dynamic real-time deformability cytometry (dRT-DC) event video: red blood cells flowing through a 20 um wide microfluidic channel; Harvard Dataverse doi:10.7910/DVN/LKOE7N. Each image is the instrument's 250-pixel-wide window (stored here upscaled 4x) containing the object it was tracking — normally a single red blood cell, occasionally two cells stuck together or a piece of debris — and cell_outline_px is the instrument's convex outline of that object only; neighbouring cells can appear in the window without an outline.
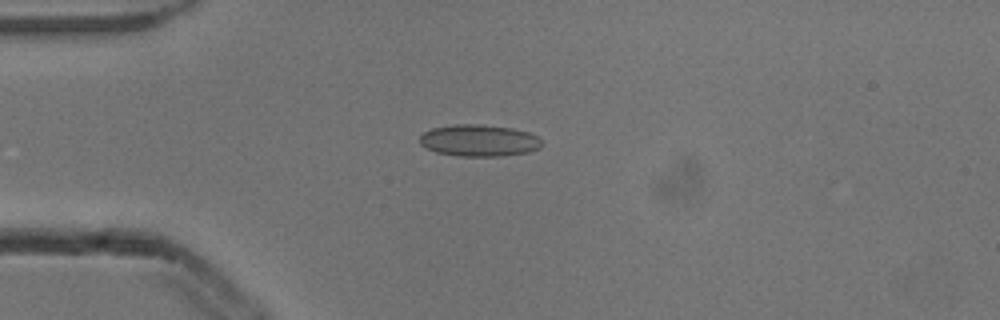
{"species": "common noctule bat (a hibernating species)", "species_latin": "Nyctalus noctula", "temperature_condition": "cold", "stored_images_in_passage": 4, "camera_frame_rate_fps": 3000, "um_per_image_px": 0.085, "animal": {"sex": "male", "body_mass_g": 13.3}, "frame": {"image": 1, "passage_image": 4, "time_ms": 1.0, "image_size_px": [1000, 320], "cell_outline_px": [[544, 144], [540, 148], [528, 152], [500, 156], [456, 156], [436, 152], [420, 144], [420, 136], [424, 132], [432, 128], [456, 124], [480, 124], [512, 128], [528, 132], [536, 136]], "centroid_in_image_um": [40.72, 11.94], "position_along_channel_um": 44.3, "area_um2": 22.6}}